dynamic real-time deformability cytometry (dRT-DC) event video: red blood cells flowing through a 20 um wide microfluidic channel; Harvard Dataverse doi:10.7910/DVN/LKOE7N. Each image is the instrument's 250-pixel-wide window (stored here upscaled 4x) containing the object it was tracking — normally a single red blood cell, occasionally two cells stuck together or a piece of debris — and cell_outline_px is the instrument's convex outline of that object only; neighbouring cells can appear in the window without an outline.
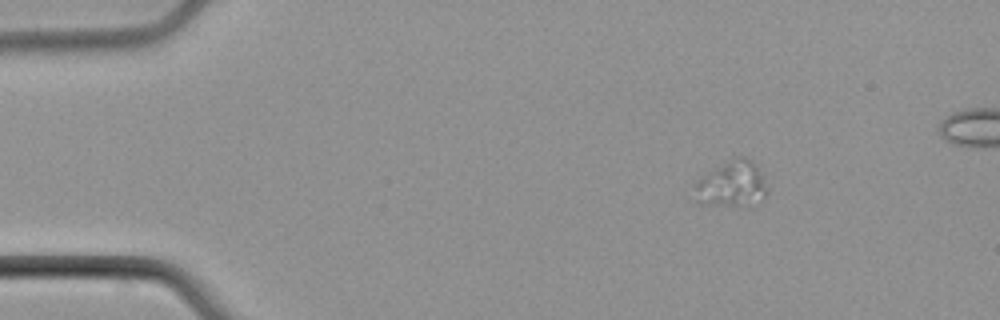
{"species": "common noctule bat (a hibernating species)", "species_latin": "Nyctalus noctula", "temperature_condition": "cold", "stored_images_in_passage": 4, "camera_frame_rate_fps": 3000, "um_per_image_px": 0.085, "animal": {"sex": "male", "body_mass_g": 21.5, "forearm_length_mm": 52.0}, "frame": {"image": 1, "passage_image": 2, "time_ms": 2.0, "image_size_px": [1000, 320], "cell_outline_px": [[768, 192], [752, 208], [700, 204], [692, 200], [692, 184], [716, 168], [736, 156], [744, 156], [752, 160], [760, 172], [768, 188]], "centroid_in_image_um": [62.17, 15.73], "position_along_channel_um": 22.8, "area_um2": 20.11}}